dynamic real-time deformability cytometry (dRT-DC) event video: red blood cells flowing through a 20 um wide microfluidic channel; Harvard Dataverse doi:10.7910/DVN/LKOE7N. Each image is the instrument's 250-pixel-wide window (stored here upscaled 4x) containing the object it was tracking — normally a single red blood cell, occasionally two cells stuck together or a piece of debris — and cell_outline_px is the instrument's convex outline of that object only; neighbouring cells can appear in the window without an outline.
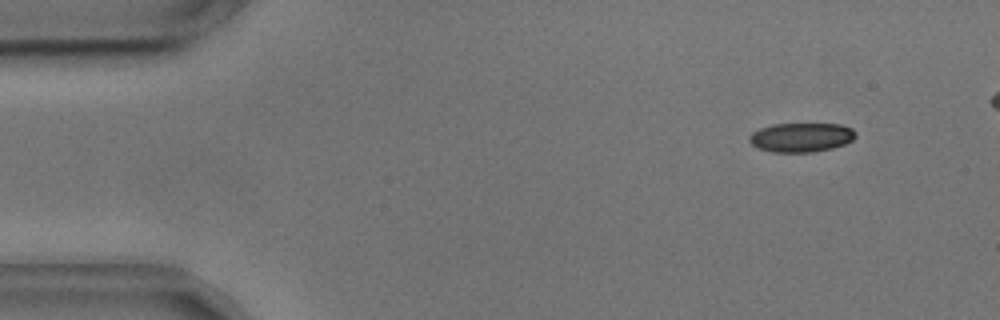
{"species": "common noctule bat (a hibernating species)", "species_latin": "Nyctalus noctula", "temperature_condition": "cold", "stored_images_in_passage": 47, "camera_frame_rate_fps": 3000, "um_per_image_px": 0.085, "animal": {"sex": "male", "body_mass_g": 17.9, "forearm_length_mm": 54.2}, "frame": {"image": 1, "passage_image": 1, "time_ms": 0.0, "image_size_px": [1000, 320], "cell_outline_px": [[856, 136], [852, 140], [844, 144], [832, 148], [812, 152], [772, 152], [756, 148], [748, 140], [748, 136], [752, 132], [760, 128], [772, 124], [840, 124], [852, 128], [856, 132]], "centroid_in_image_um": [68.08, 11.67], "position_along_channel_um": 16.9, "area_um2": 18.21}}
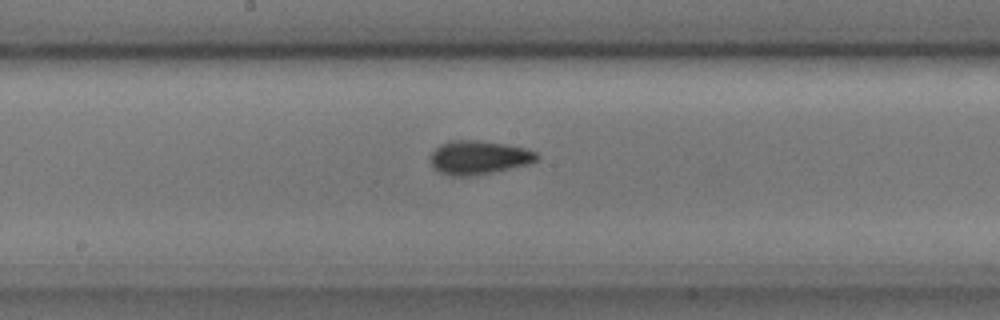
{"frame": {"image": 2, "passage_image": 24, "time_ms": 7.667, "image_size_px": [1000, 320], "cell_outline_px": [[540, 156], [536, 160], [528, 164], [492, 172], [472, 176], [452, 176], [436, 172], [432, 168], [432, 152], [440, 144], [452, 140], [476, 140], [504, 144], [528, 148], [536, 152]], "centroid_in_image_um": [40.68, 13.39], "position_along_channel_um": 207.5, "area_um2": 20.92}}
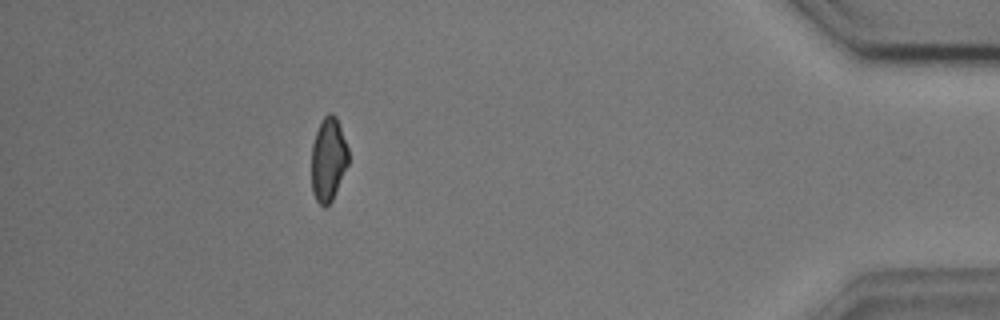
{"frame": {"image": 3, "passage_image": 45, "time_ms": 14.667, "image_size_px": [1000, 320], "cell_outline_px": [[348, 164], [332, 200], [324, 208], [316, 200], [312, 192], [312, 144], [316, 132], [324, 116], [328, 112], [332, 112], [336, 116], [348, 148]], "centroid_in_image_um": [27.9, 13.54], "position_along_channel_um": 407.3, "area_um2": 17.86}, "authors_computed_cell_mechanics": {"area_um2": 19.652, "velocity_mm_per_s": 3.6315, "shape_relaxation_time_tau1_ms": 2.6619, "shape_relaxation_time_tau2_ms": 1.8823, "deformation_change_tau1": 0.0935, "deformation_change_tau2": 0.0656}}